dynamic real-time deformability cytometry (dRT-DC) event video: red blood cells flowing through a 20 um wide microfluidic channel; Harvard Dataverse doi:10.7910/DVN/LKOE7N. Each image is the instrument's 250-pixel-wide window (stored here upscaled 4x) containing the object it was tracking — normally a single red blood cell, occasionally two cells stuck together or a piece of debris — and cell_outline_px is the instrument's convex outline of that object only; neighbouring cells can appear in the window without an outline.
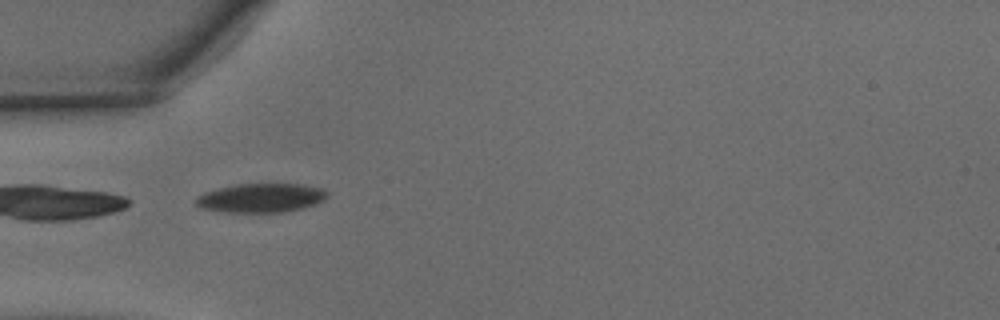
{"species": "common noctule bat (a hibernating species)", "species_latin": "Nyctalus noctula", "temperature_condition": "warm", "stored_images_in_passage": 35, "camera_frame_rate_fps": 3000, "um_per_image_px": 0.085, "animal": {"sex": "male", "body_mass_g": 15.6}, "frame": {"image": 1, "passage_image": 1, "time_ms": 0.0, "image_size_px": [1000, 320], "cell_outline_px": [[328, 196], [324, 200], [316, 204], [284, 212], [220, 212], [200, 208], [196, 204], [196, 196], [204, 192], [216, 188], [236, 184], [300, 184], [324, 188], [328, 192]], "centroid_in_image_um": [22.17, 16.82], "position_along_channel_um": 62.8, "area_um2": 22.43}}
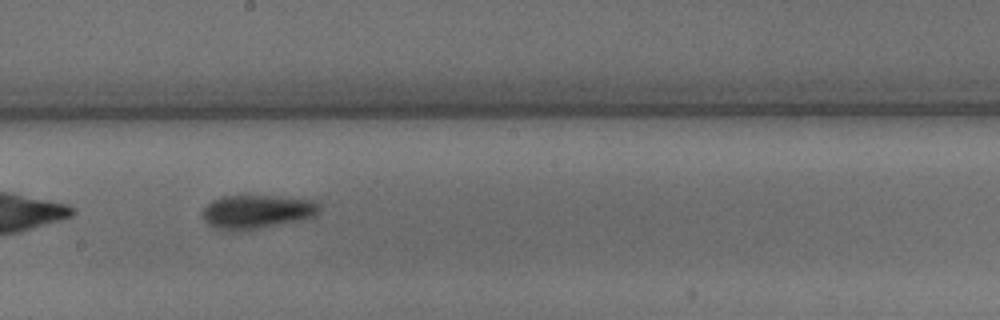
{"frame": {"image": 2, "passage_image": 13, "time_ms": 4.0, "image_size_px": [1000, 320], "cell_outline_px": [[320, 212], [316, 216], [300, 220], [260, 228], [232, 232], [224, 232], [208, 224], [200, 216], [200, 212], [212, 200], [220, 196], [272, 196], [312, 200], [320, 204]], "centroid_in_image_um": [21.78, 18.01], "position_along_channel_um": 226.4, "area_um2": 23.29}}
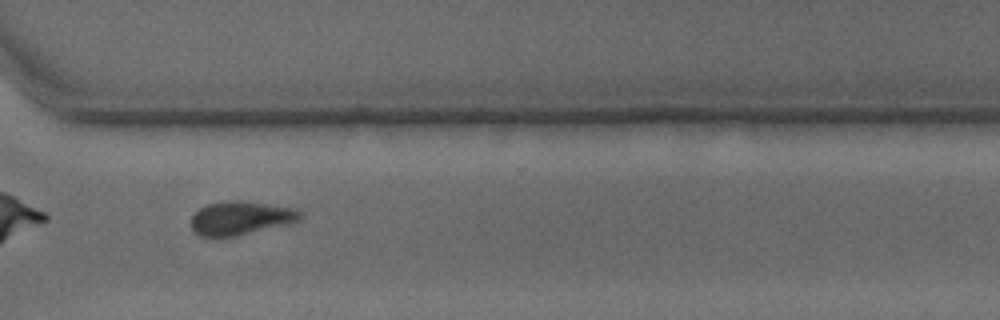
{"frame": {"image": 3, "passage_image": 22, "time_ms": 7.0, "image_size_px": [1000, 320], "cell_outline_px": [[304, 216], [296, 224], [236, 236], [200, 236], [192, 228], [192, 216], [200, 208], [208, 204], [228, 200], [236, 200], [268, 204], [296, 208], [304, 212]], "centroid_in_image_um": [20.59, 18.54], "position_along_channel_um": 350.0, "area_um2": 21.79}, "authors_computed_cell_mechanics": {"area_um2": 21.964, "velocity_mm_per_s": 4.1285, "shape_relaxation_time_tau1_ms": 2.1049, "shape_relaxation_time_tau2_ms": 6.5445, "deformation_change_tau1": 0.0884, "deformation_change_tau2": 0.1337}}